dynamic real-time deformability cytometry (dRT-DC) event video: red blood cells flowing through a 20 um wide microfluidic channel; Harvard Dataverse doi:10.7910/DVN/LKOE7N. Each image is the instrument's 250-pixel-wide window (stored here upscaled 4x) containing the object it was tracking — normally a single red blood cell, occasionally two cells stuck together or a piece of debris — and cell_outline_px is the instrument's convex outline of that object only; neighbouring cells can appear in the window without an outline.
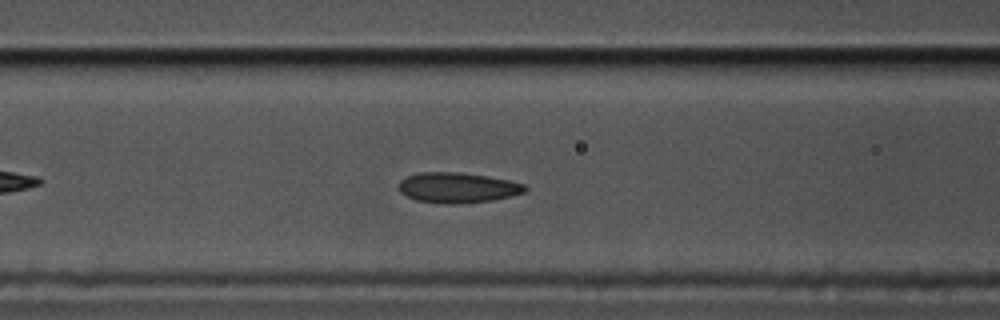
{"species": "common noctule bat (a hibernating species)", "species_latin": "Nyctalus noctula", "temperature_condition": "cold", "stored_images_in_passage": 60, "camera_frame_rate_fps": 3000, "um_per_image_px": 0.085, "animal": {"sex": "male", "body_mass_g": 17.5, "forearm_length_mm": 52.3}, "frame": {"image": 1, "passage_image": 23, "time_ms": 7.333, "image_size_px": [1000, 320], "cell_outline_px": [[528, 188], [524, 192], [492, 200], [456, 204], [444, 204], [416, 200], [400, 192], [396, 188], [396, 184], [400, 180], [416, 172], [460, 172], [488, 176], [508, 180], [524, 184]], "centroid_in_image_um": [38.83, 15.94], "position_along_channel_um": 127.8, "area_um2": 22.43}}
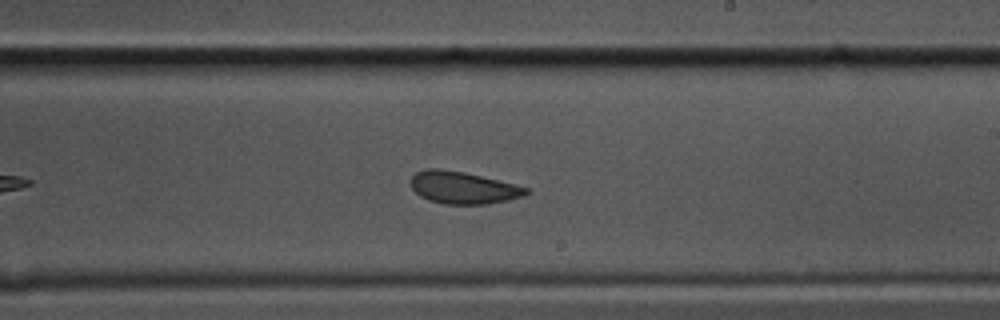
{"frame": {"image": 2, "passage_image": 34, "time_ms": 11.0, "image_size_px": [1000, 320], "cell_outline_px": [[528, 192], [524, 196], [508, 200], [488, 204], [444, 204], [428, 200], [420, 196], [412, 188], [412, 176], [416, 172], [428, 168], [436, 168], [464, 172], [528, 188]], "centroid_in_image_um": [39.33, 15.96], "position_along_channel_um": 249.7, "area_um2": 21.33}}
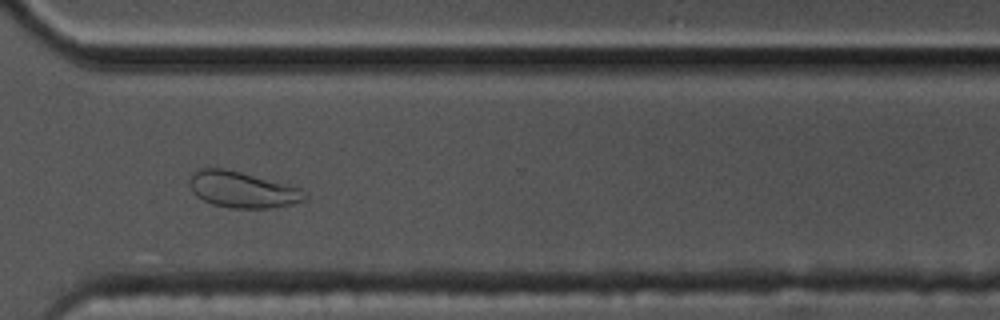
{"frame": {"image": 3, "passage_image": 43, "time_ms": 14.0, "image_size_px": [1000, 320], "cell_outline_px": [[308, 200], [292, 204], [268, 208], [232, 208], [212, 204], [196, 196], [192, 192], [188, 184], [188, 176], [192, 172], [200, 168], [224, 168], [288, 184], [300, 188], [308, 192]], "centroid_in_image_um": [20.6, 16.11], "position_along_channel_um": 350.0, "area_um2": 24.62}, "authors_computed_cell_mechanics": {"area_um2": 22.3397, "velocity_mm_per_s": 3.3375, "shape_relaxation_time_tau1_ms": 6.1483, "shape_relaxation_time_tau2_ms": 1.7526, "deformation_change_tau1": 0.1236, "deformation_change_tau2": 0.079}}